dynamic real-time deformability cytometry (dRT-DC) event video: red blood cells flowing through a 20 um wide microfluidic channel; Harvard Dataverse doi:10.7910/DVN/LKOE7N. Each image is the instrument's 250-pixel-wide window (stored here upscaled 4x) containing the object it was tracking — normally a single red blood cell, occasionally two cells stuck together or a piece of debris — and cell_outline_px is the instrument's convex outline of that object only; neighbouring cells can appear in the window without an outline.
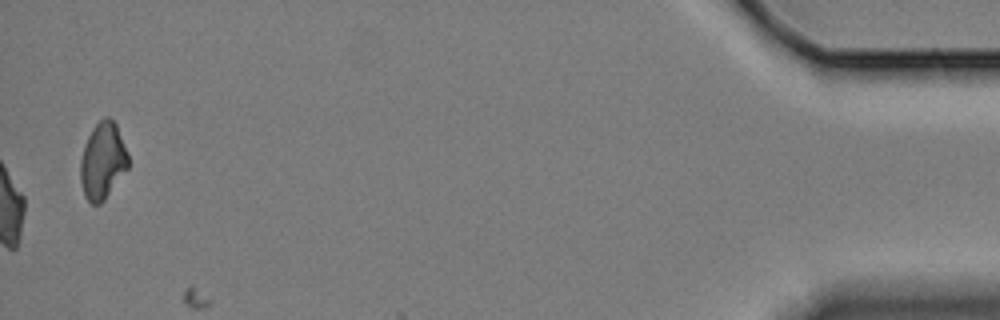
{"species": "Egyptian fruit bat (a non-hibernating species)", "species_latin": "Rousettus aegyptiacus", "temperature_condition": "cold", "stored_images_in_passage": 48, "camera_frame_rate_fps": 3000, "um_per_image_px": 0.085, "animal": {"sex": "female"}, "frame": {"image": 1, "passage_image": 48, "time_ms": 15.667, "image_size_px": [1000, 320], "cell_outline_px": [[128, 168], [104, 200], [100, 204], [92, 204], [84, 196], [80, 180], [80, 160], [84, 144], [92, 128], [104, 116], [108, 116], [116, 124], [128, 152]], "centroid_in_image_um": [8.72, 13.67], "position_along_channel_um": 426.5, "area_um2": 21.44}}